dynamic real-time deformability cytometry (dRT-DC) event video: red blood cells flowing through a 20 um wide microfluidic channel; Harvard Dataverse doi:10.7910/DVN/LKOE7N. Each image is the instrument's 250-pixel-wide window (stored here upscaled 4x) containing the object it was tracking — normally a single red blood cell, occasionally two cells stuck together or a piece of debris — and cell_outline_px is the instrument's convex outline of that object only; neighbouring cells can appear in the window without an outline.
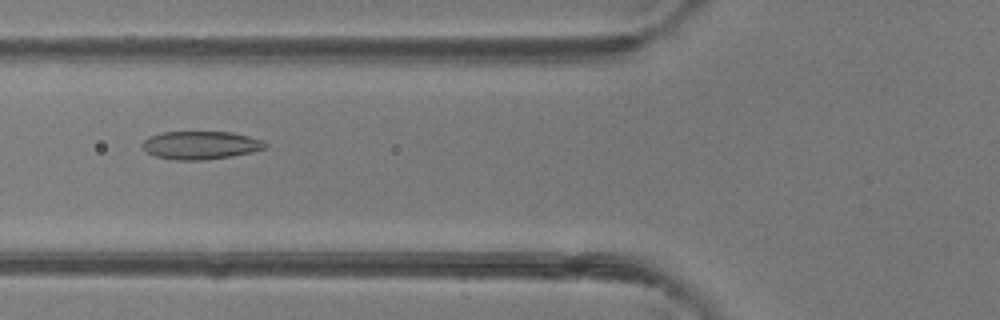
{"species": "common noctule bat (a hibernating species)", "species_latin": "Nyctalus noctula", "temperature_condition": "room temperature", "stored_images_in_passage": 50, "camera_frame_rate_fps": 3000, "um_per_image_px": 0.085, "animal": {"sex": "female"}, "frame": {"image": 1, "passage_image": 19, "time_ms": 6.0, "image_size_px": [1000, 320], "cell_outline_px": [[268, 148], [252, 152], [232, 156], [204, 160], [176, 160], [156, 156], [148, 152], [144, 148], [144, 140], [148, 136], [160, 132], [232, 132], [264, 140], [268, 144]], "centroid_in_image_um": [17.11, 12.34], "position_along_channel_um": 108.7, "area_um2": 20.17}}
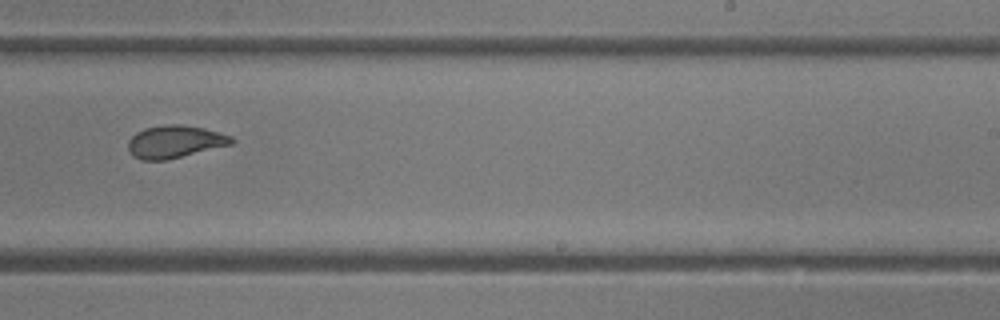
{"frame": {"image": 2, "passage_image": 31, "time_ms": 10.0, "image_size_px": [1000, 320], "cell_outline_px": [[236, 140], [232, 144], [164, 160], [140, 160], [132, 156], [128, 148], [128, 140], [136, 132], [144, 128], [168, 124], [180, 124], [204, 128], [232, 136]], "centroid_in_image_um": [14.84, 12.03], "position_along_channel_um": 274.2, "area_um2": 19.54}}
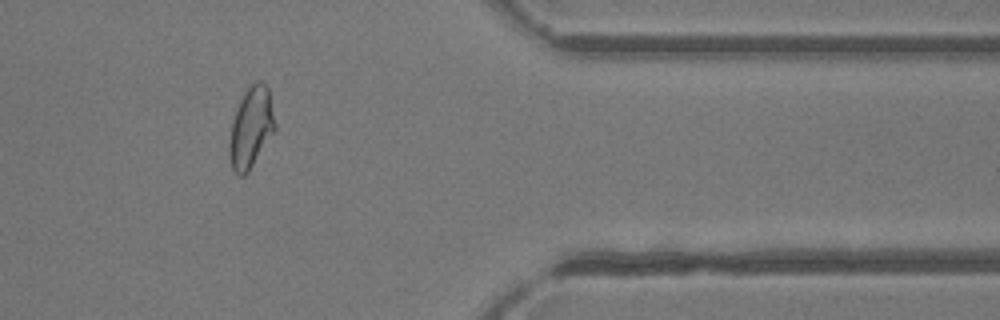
{"frame": {"image": 3, "passage_image": 41, "time_ms": 13.333, "image_size_px": [1000, 320], "cell_outline_px": [[276, 128], [248, 172], [244, 176], [240, 176], [232, 168], [228, 156], [228, 140], [232, 120], [236, 108], [244, 92], [256, 80], [260, 80], [268, 88], [276, 124]], "centroid_in_image_um": [21.31, 10.85], "position_along_channel_um": 390.1, "area_um2": 21.5}, "authors_computed_cell_mechanics": {"area_um2": 21.5594, "velocity_mm_per_s": 4.1359, "shape_relaxation_time_tau1_ms": 7.0012, "shape_relaxation_time_tau2_ms": 1.4429, "deformation_change_tau1": 0.1948, "deformation_change_tau2": 0.0664}}